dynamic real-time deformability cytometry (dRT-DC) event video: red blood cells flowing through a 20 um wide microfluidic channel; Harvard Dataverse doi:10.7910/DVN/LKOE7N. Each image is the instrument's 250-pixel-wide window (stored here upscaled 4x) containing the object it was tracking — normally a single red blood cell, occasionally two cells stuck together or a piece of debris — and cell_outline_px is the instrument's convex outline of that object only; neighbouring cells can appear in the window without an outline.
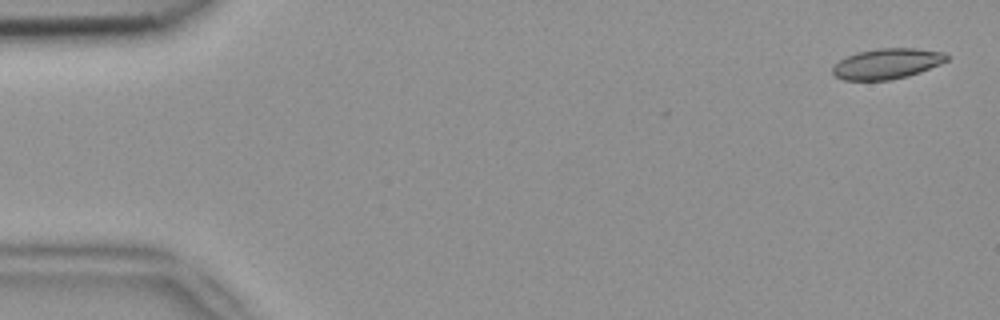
{"species": "common noctule bat (a hibernating species)", "species_latin": "Nyctalus noctula", "temperature_condition": "room temperature", "stored_images_in_passage": 5, "camera_frame_rate_fps": 3000, "um_per_image_px": 0.085, "animal": {"sex": "female", "body_mass_g": 18.4}, "frame": {"image": 1, "passage_image": 1, "time_ms": 0.0, "image_size_px": [1000, 320], "cell_outline_px": [[948, 60], [940, 64], [920, 72], [908, 76], [892, 80], [844, 80], [836, 76], [832, 72], [832, 68], [840, 60], [856, 52], [876, 48], [916, 48], [944, 52], [948, 56]], "centroid_in_image_um": [75.41, 5.41], "position_along_channel_um": 9.6, "area_um2": 20.29}}